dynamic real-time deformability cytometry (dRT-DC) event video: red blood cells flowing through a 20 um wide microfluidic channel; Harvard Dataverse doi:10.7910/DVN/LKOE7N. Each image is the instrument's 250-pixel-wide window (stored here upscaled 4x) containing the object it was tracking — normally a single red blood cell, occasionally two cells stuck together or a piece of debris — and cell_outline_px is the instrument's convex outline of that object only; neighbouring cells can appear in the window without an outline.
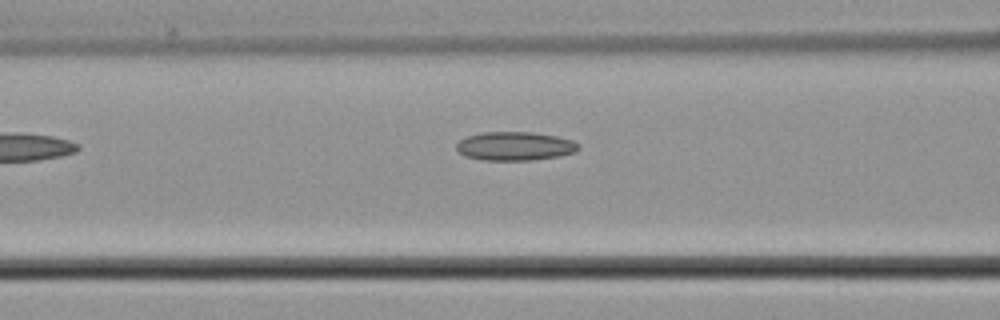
{"species": "common noctule bat (a hibernating species)", "species_latin": "Nyctalus noctula", "temperature_condition": "cold", "stored_images_in_passage": 5, "camera_frame_rate_fps": 3000, "um_per_image_px": 0.085, "animal": {"sex": "male", "body_mass_g": 21.5, "forearm_length_mm": 52.0}, "frame": {"image": 1, "passage_image": 4, "time_ms": 4.667, "image_size_px": [1000, 320], "cell_outline_px": [[580, 148], [576, 152], [560, 156], [528, 160], [484, 160], [464, 156], [456, 148], [456, 144], [460, 140], [468, 136], [480, 132], [532, 132], [556, 136], [572, 140], [580, 144]], "centroid_in_image_um": [43.79, 12.42], "position_along_channel_um": 122.8, "area_um2": 20.46}}
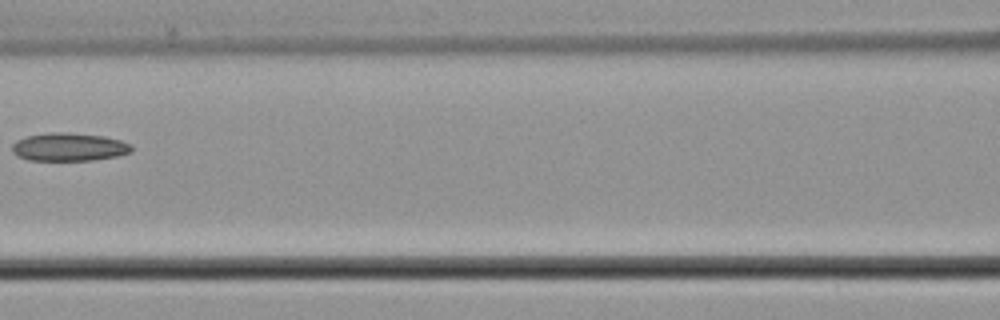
{"frame": {"image": 2, "passage_image": 5, "time_ms": 5.667, "image_size_px": [1000, 320], "cell_outline_px": [[132, 152], [116, 156], [92, 160], [28, 160], [12, 152], [12, 144], [16, 140], [28, 136], [52, 132], [68, 132], [104, 136], [120, 140], [132, 144]], "centroid_in_image_um": [5.88, 12.49], "position_along_channel_um": 160.7, "area_um2": 19.54}}